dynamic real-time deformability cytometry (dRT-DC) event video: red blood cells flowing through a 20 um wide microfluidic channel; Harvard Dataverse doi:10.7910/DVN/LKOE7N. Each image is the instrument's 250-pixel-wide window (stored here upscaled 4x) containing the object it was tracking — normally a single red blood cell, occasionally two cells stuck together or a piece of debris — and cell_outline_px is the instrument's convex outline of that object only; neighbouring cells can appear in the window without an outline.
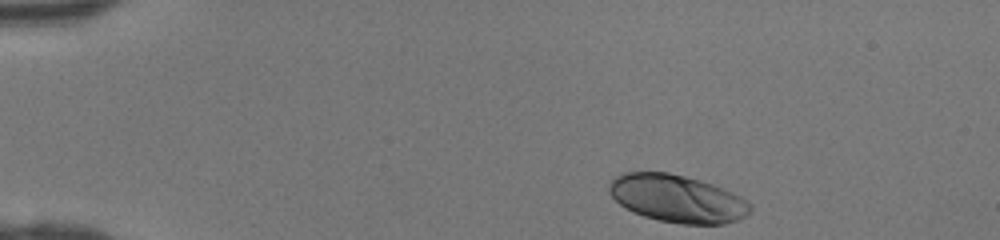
{"species": "human", "species_latin": "Homo sapiens", "temperature_condition": "room temperature", "stored_images_in_passage": 39, "camera_frame_rate_fps": 3000, "um_per_image_px": 0.085, "donor": {"sex": "female"}, "frame": {"image": 1, "passage_image": 1, "time_ms": 0.0, "image_size_px": [1000, 240], "cell_outline_px": [[752, 208], [744, 216], [736, 220], [724, 224], [684, 224], [660, 220], [644, 216], [624, 208], [608, 192], [608, 180], [624, 172], [668, 172], [700, 180], [724, 188], [748, 200], [752, 204]], "centroid_in_image_um": [57.55, 16.87], "position_along_channel_um": 27.5, "area_um2": 39.19}}
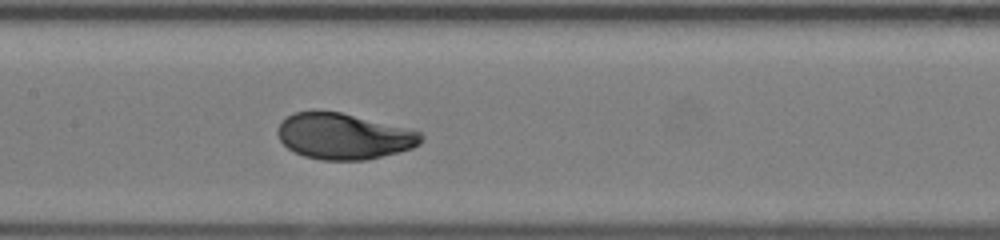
{"frame": {"image": 2, "passage_image": 17, "time_ms": 5.333, "image_size_px": [1000, 240], "cell_outline_px": [[424, 140], [420, 144], [412, 148], [364, 160], [320, 160], [304, 156], [288, 148], [280, 140], [276, 132], [280, 124], [292, 112], [312, 108], [340, 112], [420, 132], [424, 136]], "centroid_in_image_um": [29.16, 11.56], "position_along_channel_um": 178.2, "area_um2": 38.44}}
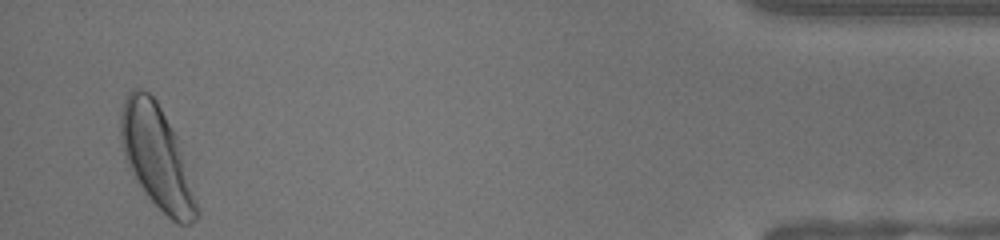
{"frame": {"image": 3, "passage_image": 38, "time_ms": 12.333, "image_size_px": [1000, 240], "cell_outline_px": [[200, 216], [196, 220], [188, 224], [176, 224], [148, 196], [140, 184], [124, 156], [120, 144], [120, 112], [124, 100], [128, 92], [132, 88], [140, 88], [148, 92], [156, 100], [176, 136], [200, 212]], "centroid_in_image_um": [13.31, 13.33], "position_along_channel_um": 421.9, "area_um2": 44.51}}